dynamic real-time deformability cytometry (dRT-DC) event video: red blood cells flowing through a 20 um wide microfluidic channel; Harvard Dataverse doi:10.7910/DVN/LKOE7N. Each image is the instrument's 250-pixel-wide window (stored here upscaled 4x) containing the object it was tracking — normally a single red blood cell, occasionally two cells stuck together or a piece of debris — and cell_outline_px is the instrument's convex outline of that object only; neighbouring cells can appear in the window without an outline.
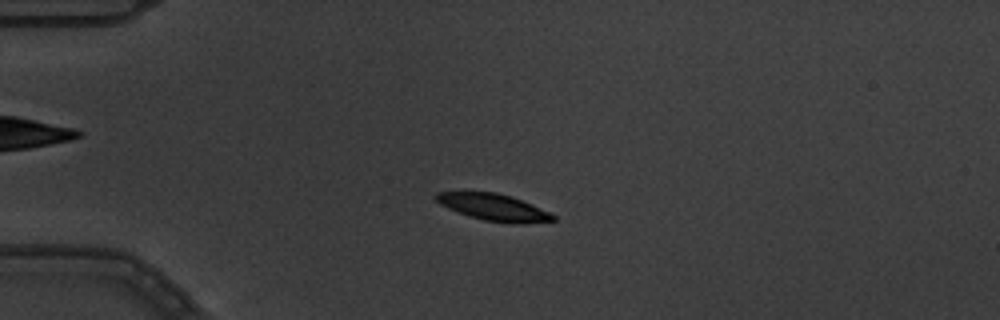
{"species": "common noctule bat (a hibernating species)", "species_latin": "Nyctalus noctula", "temperature_condition": "warm", "stored_images_in_passage": 2, "camera_frame_rate_fps": 3000, "um_per_image_px": 0.085, "animal": {"sex": "male", "body_mass_g": 19.5, "forearm_length_mm": 54.6}, "frame": {"image": 1, "passage_image": 1, "time_ms": 0.0, "image_size_px": [1000, 320], "cell_outline_px": [[556, 220], [524, 224], [512, 224], [484, 220], [468, 216], [448, 208], [440, 204], [436, 200], [436, 192], [496, 192], [512, 196], [548, 212], [556, 216]], "centroid_in_image_um": [41.97, 17.63], "position_along_channel_um": 43.0, "area_um2": 18.15}}